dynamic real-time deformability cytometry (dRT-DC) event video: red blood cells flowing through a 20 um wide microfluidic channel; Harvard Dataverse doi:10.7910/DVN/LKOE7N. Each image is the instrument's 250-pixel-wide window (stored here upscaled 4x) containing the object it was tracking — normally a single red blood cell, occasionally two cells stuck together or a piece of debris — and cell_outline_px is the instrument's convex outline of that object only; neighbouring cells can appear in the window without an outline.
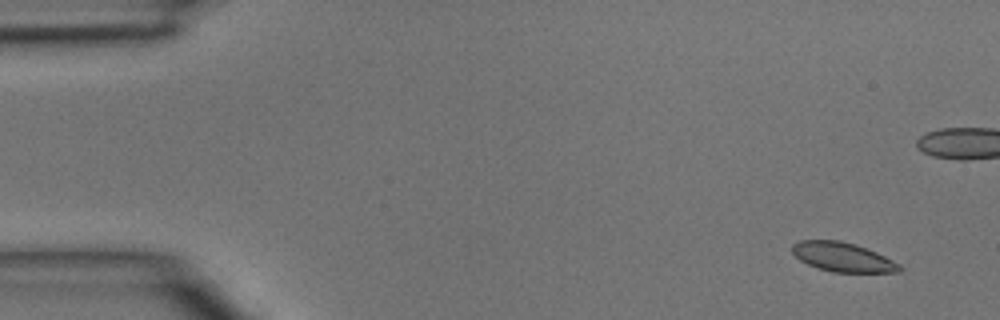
{"species": "common noctule bat (a hibernating species)", "species_latin": "Nyctalus noctula", "temperature_condition": "room temperature", "stored_images_in_passage": 47, "camera_frame_rate_fps": 3000, "um_per_image_px": 0.085, "animal": {"sex": "male", "body_mass_g": 15.6}, "frame": {"image": 1, "passage_image": 2, "time_ms": 0.333, "image_size_px": [1000, 320], "cell_outline_px": [[904, 268], [900, 272], [832, 272], [808, 264], [800, 260], [792, 252], [792, 244], [800, 240], [840, 240], [856, 244], [876, 252], [900, 264]], "centroid_in_image_um": [71.64, 21.84], "position_along_channel_um": 13.4, "area_um2": 18.26}}
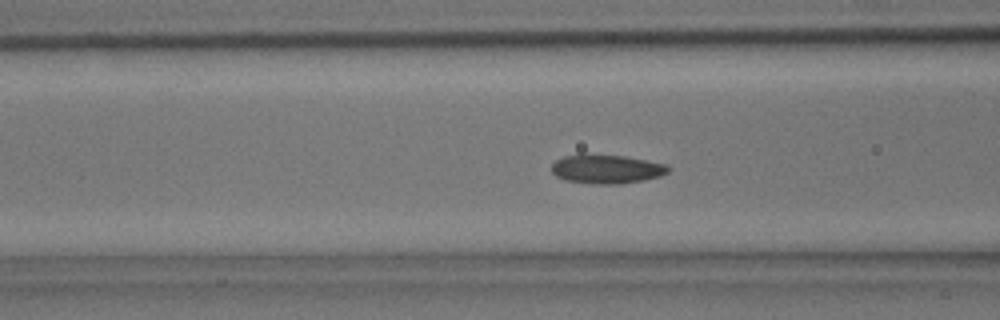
{"frame": {"image": 2, "passage_image": 17, "time_ms": 5.333, "image_size_px": [1000, 320], "cell_outline_px": [[672, 168], [668, 172], [660, 176], [644, 180], [620, 184], [596, 184], [564, 180], [556, 176], [552, 172], [552, 164], [556, 160], [564, 156], [624, 156], [668, 164]], "centroid_in_image_um": [51.62, 14.4], "position_along_channel_um": 115.0, "area_um2": 19.31}}
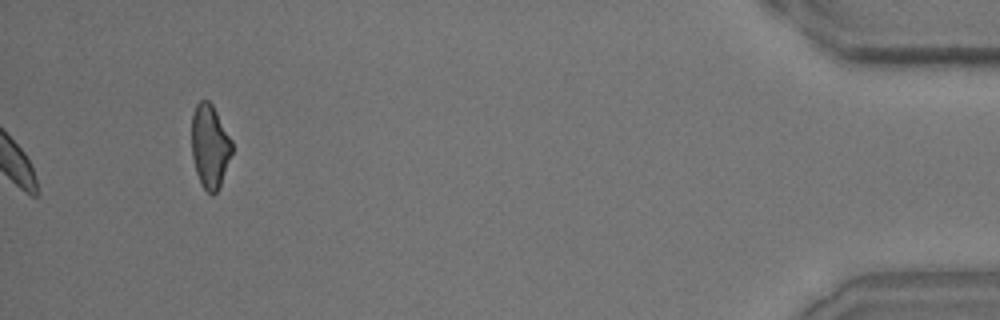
{"frame": {"image": 3, "passage_image": 47, "time_ms": 15.333, "image_size_px": [1000, 320], "cell_outline_px": [[232, 152], [220, 188], [212, 196], [204, 188], [196, 172], [192, 156], [192, 116], [196, 104], [200, 100], [208, 100], [212, 104], [232, 140]], "centroid_in_image_um": [17.84, 12.44], "position_along_channel_um": 417.4, "area_um2": 19.59}}